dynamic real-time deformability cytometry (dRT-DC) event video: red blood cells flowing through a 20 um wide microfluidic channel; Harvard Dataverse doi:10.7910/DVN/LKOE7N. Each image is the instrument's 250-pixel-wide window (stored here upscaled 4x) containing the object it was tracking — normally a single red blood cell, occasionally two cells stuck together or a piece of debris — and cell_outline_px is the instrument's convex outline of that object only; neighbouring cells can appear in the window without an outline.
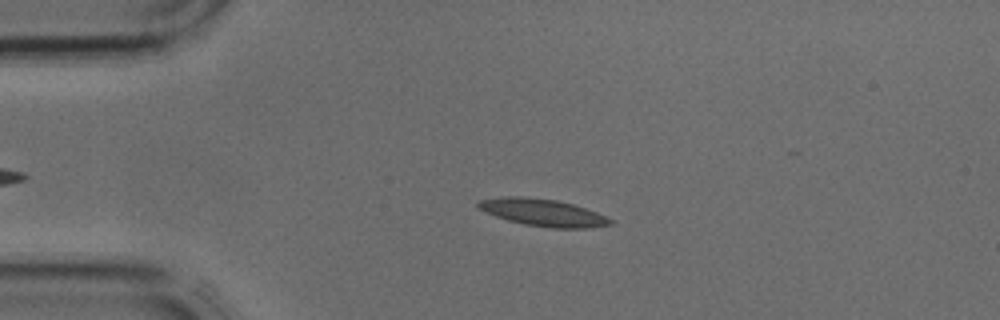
{"species": "common noctule bat (a hibernating species)", "species_latin": "Nyctalus noctula", "temperature_condition": "cold", "stored_images_in_passage": 4, "segment_of_instrument_passage": [1, 2], "camera_frame_rate_fps": 3000, "um_per_image_px": 0.085, "animal": {"sex": "male", "body_mass_g": 17.9, "forearm_length_mm": 54.2}, "frame": {"image": 1, "passage_image": 3, "time_ms": 0.667, "image_size_px": [1000, 320], "cell_outline_px": [[612, 224], [584, 228], [552, 228], [524, 224], [508, 220], [496, 216], [480, 208], [476, 204], [476, 200], [504, 196], [524, 196], [556, 200], [572, 204], [596, 212], [612, 220]], "centroid_in_image_um": [46.1, 18.05], "position_along_channel_um": 38.9, "area_um2": 20.63}}